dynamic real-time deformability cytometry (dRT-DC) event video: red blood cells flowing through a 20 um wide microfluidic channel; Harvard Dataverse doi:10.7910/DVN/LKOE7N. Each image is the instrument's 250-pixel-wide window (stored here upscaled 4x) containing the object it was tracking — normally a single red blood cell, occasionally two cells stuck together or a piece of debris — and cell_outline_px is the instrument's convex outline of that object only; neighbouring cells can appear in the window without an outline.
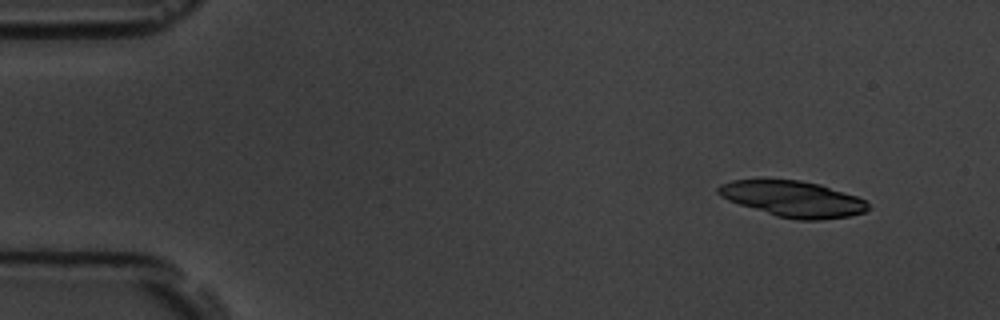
{"species": "common noctule bat (a hibernating species)", "species_latin": "Nyctalus noctula", "temperature_condition": "room temperature", "stored_images_in_passage": 4, "camera_frame_rate_fps": 3000, "um_per_image_px": 0.085, "animal": {"sex": "male", "body_mass_g": 19.5, "forearm_length_mm": 54.6}, "frame": {"image": 1, "passage_image": 1, "time_ms": 0.0, "image_size_px": [1000, 320], "cell_outline_px": [[872, 208], [864, 212], [848, 216], [820, 220], [796, 220], [776, 216], [728, 200], [720, 196], [716, 192], [716, 188], [720, 184], [732, 180], [800, 180], [820, 184], [856, 196], [864, 200]], "centroid_in_image_um": [67.4, 16.91], "position_along_channel_um": 17.6, "area_um2": 31.27}}